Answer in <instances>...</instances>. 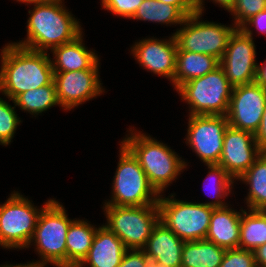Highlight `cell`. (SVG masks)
I'll list each match as a JSON object with an SVG mask.
<instances>
[{"label": "cell", "mask_w": 266, "mask_h": 267, "mask_svg": "<svg viewBox=\"0 0 266 267\" xmlns=\"http://www.w3.org/2000/svg\"><path fill=\"white\" fill-rule=\"evenodd\" d=\"M257 267H266V243L253 251Z\"/></svg>", "instance_id": "38"}, {"label": "cell", "mask_w": 266, "mask_h": 267, "mask_svg": "<svg viewBox=\"0 0 266 267\" xmlns=\"http://www.w3.org/2000/svg\"><path fill=\"white\" fill-rule=\"evenodd\" d=\"M212 1L218 3L220 7H223L225 10H228V12H230L234 8L236 2V0H212ZM203 3H204L203 0H198L196 2L197 11L200 13L204 11Z\"/></svg>", "instance_id": "37"}, {"label": "cell", "mask_w": 266, "mask_h": 267, "mask_svg": "<svg viewBox=\"0 0 266 267\" xmlns=\"http://www.w3.org/2000/svg\"><path fill=\"white\" fill-rule=\"evenodd\" d=\"M184 242L159 221L142 250L151 262L163 267H181Z\"/></svg>", "instance_id": "17"}, {"label": "cell", "mask_w": 266, "mask_h": 267, "mask_svg": "<svg viewBox=\"0 0 266 267\" xmlns=\"http://www.w3.org/2000/svg\"><path fill=\"white\" fill-rule=\"evenodd\" d=\"M17 2L32 4V3H42V2H53L58 0H16Z\"/></svg>", "instance_id": "41"}, {"label": "cell", "mask_w": 266, "mask_h": 267, "mask_svg": "<svg viewBox=\"0 0 266 267\" xmlns=\"http://www.w3.org/2000/svg\"><path fill=\"white\" fill-rule=\"evenodd\" d=\"M144 0H102L105 10L121 17L132 19L138 7Z\"/></svg>", "instance_id": "32"}, {"label": "cell", "mask_w": 266, "mask_h": 267, "mask_svg": "<svg viewBox=\"0 0 266 267\" xmlns=\"http://www.w3.org/2000/svg\"><path fill=\"white\" fill-rule=\"evenodd\" d=\"M200 17L202 13L198 11L186 16L184 26L174 33L177 51L207 54L221 60L237 27L234 24L228 27L221 23L200 21Z\"/></svg>", "instance_id": "10"}, {"label": "cell", "mask_w": 266, "mask_h": 267, "mask_svg": "<svg viewBox=\"0 0 266 267\" xmlns=\"http://www.w3.org/2000/svg\"><path fill=\"white\" fill-rule=\"evenodd\" d=\"M209 169L208 175L206 178V181H211L213 182V186L211 184L210 187L211 191L214 193V196L212 195L211 197H215V201L207 202V203H202L206 204L212 208H221L225 207L228 204L223 202L221 199L224 197H227L228 194L231 193V187L234 184V179L227 173L225 169H223L220 165L218 164H211V165H206ZM213 180V181H212ZM208 182V183H211ZM208 185V184H207ZM212 193V194H213Z\"/></svg>", "instance_id": "28"}, {"label": "cell", "mask_w": 266, "mask_h": 267, "mask_svg": "<svg viewBox=\"0 0 266 267\" xmlns=\"http://www.w3.org/2000/svg\"><path fill=\"white\" fill-rule=\"evenodd\" d=\"M186 16L173 5L157 0H144L138 7L132 19L151 21L161 24H183Z\"/></svg>", "instance_id": "27"}, {"label": "cell", "mask_w": 266, "mask_h": 267, "mask_svg": "<svg viewBox=\"0 0 266 267\" xmlns=\"http://www.w3.org/2000/svg\"><path fill=\"white\" fill-rule=\"evenodd\" d=\"M266 104V87L257 82L232 88L226 114L229 126L255 133Z\"/></svg>", "instance_id": "13"}, {"label": "cell", "mask_w": 266, "mask_h": 267, "mask_svg": "<svg viewBox=\"0 0 266 267\" xmlns=\"http://www.w3.org/2000/svg\"><path fill=\"white\" fill-rule=\"evenodd\" d=\"M265 9L266 0H236L230 12L235 17L234 25L240 28L248 19Z\"/></svg>", "instance_id": "30"}, {"label": "cell", "mask_w": 266, "mask_h": 267, "mask_svg": "<svg viewBox=\"0 0 266 267\" xmlns=\"http://www.w3.org/2000/svg\"><path fill=\"white\" fill-rule=\"evenodd\" d=\"M62 0L32 3L29 10L26 40L14 44L33 50L48 52L54 47L73 41L83 31L80 22L62 4Z\"/></svg>", "instance_id": "2"}, {"label": "cell", "mask_w": 266, "mask_h": 267, "mask_svg": "<svg viewBox=\"0 0 266 267\" xmlns=\"http://www.w3.org/2000/svg\"><path fill=\"white\" fill-rule=\"evenodd\" d=\"M83 32L73 41L54 47L51 60L54 72L79 71L83 69H99V59L95 51L88 50L83 42Z\"/></svg>", "instance_id": "19"}, {"label": "cell", "mask_w": 266, "mask_h": 267, "mask_svg": "<svg viewBox=\"0 0 266 267\" xmlns=\"http://www.w3.org/2000/svg\"><path fill=\"white\" fill-rule=\"evenodd\" d=\"M255 142L263 150H266V104L258 130L254 133Z\"/></svg>", "instance_id": "36"}, {"label": "cell", "mask_w": 266, "mask_h": 267, "mask_svg": "<svg viewBox=\"0 0 266 267\" xmlns=\"http://www.w3.org/2000/svg\"><path fill=\"white\" fill-rule=\"evenodd\" d=\"M228 206L213 209L205 239L224 249H237L242 208L241 212H237Z\"/></svg>", "instance_id": "20"}, {"label": "cell", "mask_w": 266, "mask_h": 267, "mask_svg": "<svg viewBox=\"0 0 266 267\" xmlns=\"http://www.w3.org/2000/svg\"><path fill=\"white\" fill-rule=\"evenodd\" d=\"M226 249L209 240L185 241L181 267H220Z\"/></svg>", "instance_id": "23"}, {"label": "cell", "mask_w": 266, "mask_h": 267, "mask_svg": "<svg viewBox=\"0 0 266 267\" xmlns=\"http://www.w3.org/2000/svg\"><path fill=\"white\" fill-rule=\"evenodd\" d=\"M164 4L176 6L185 16L192 15L197 11L194 0H157Z\"/></svg>", "instance_id": "34"}, {"label": "cell", "mask_w": 266, "mask_h": 267, "mask_svg": "<svg viewBox=\"0 0 266 267\" xmlns=\"http://www.w3.org/2000/svg\"><path fill=\"white\" fill-rule=\"evenodd\" d=\"M72 221L59 201L52 199L42 209L31 240L41 256L39 263L66 267V236Z\"/></svg>", "instance_id": "6"}, {"label": "cell", "mask_w": 266, "mask_h": 267, "mask_svg": "<svg viewBox=\"0 0 266 267\" xmlns=\"http://www.w3.org/2000/svg\"><path fill=\"white\" fill-rule=\"evenodd\" d=\"M150 259L143 250L128 249L118 267H149Z\"/></svg>", "instance_id": "33"}, {"label": "cell", "mask_w": 266, "mask_h": 267, "mask_svg": "<svg viewBox=\"0 0 266 267\" xmlns=\"http://www.w3.org/2000/svg\"><path fill=\"white\" fill-rule=\"evenodd\" d=\"M252 34L250 27L237 28L220 60V67L232 87L256 82L258 63Z\"/></svg>", "instance_id": "11"}, {"label": "cell", "mask_w": 266, "mask_h": 267, "mask_svg": "<svg viewBox=\"0 0 266 267\" xmlns=\"http://www.w3.org/2000/svg\"><path fill=\"white\" fill-rule=\"evenodd\" d=\"M128 249L121 239L106 226L97 228L87 256L77 267H118Z\"/></svg>", "instance_id": "18"}, {"label": "cell", "mask_w": 266, "mask_h": 267, "mask_svg": "<svg viewBox=\"0 0 266 267\" xmlns=\"http://www.w3.org/2000/svg\"><path fill=\"white\" fill-rule=\"evenodd\" d=\"M220 267H257L253 251L245 249H226Z\"/></svg>", "instance_id": "31"}, {"label": "cell", "mask_w": 266, "mask_h": 267, "mask_svg": "<svg viewBox=\"0 0 266 267\" xmlns=\"http://www.w3.org/2000/svg\"><path fill=\"white\" fill-rule=\"evenodd\" d=\"M133 57L139 65L159 76H164L173 83L176 72L177 42L174 34L168 39L147 38L135 42L131 47Z\"/></svg>", "instance_id": "16"}, {"label": "cell", "mask_w": 266, "mask_h": 267, "mask_svg": "<svg viewBox=\"0 0 266 267\" xmlns=\"http://www.w3.org/2000/svg\"><path fill=\"white\" fill-rule=\"evenodd\" d=\"M257 66L256 82L263 87H266V60Z\"/></svg>", "instance_id": "39"}, {"label": "cell", "mask_w": 266, "mask_h": 267, "mask_svg": "<svg viewBox=\"0 0 266 267\" xmlns=\"http://www.w3.org/2000/svg\"><path fill=\"white\" fill-rule=\"evenodd\" d=\"M223 69L219 66L206 75L182 84L176 91L189 104V115H226L232 93Z\"/></svg>", "instance_id": "5"}, {"label": "cell", "mask_w": 266, "mask_h": 267, "mask_svg": "<svg viewBox=\"0 0 266 267\" xmlns=\"http://www.w3.org/2000/svg\"><path fill=\"white\" fill-rule=\"evenodd\" d=\"M120 158L112 184V199L104 205L145 206L157 204L159 194L148 182L138 159L121 142Z\"/></svg>", "instance_id": "4"}, {"label": "cell", "mask_w": 266, "mask_h": 267, "mask_svg": "<svg viewBox=\"0 0 266 267\" xmlns=\"http://www.w3.org/2000/svg\"><path fill=\"white\" fill-rule=\"evenodd\" d=\"M129 130L132 131L128 134L130 136L125 137L122 143L138 159L148 182L160 195L164 192V188L181 174L187 164L165 143L144 133L141 134L140 131L136 132L131 128Z\"/></svg>", "instance_id": "3"}, {"label": "cell", "mask_w": 266, "mask_h": 267, "mask_svg": "<svg viewBox=\"0 0 266 267\" xmlns=\"http://www.w3.org/2000/svg\"><path fill=\"white\" fill-rule=\"evenodd\" d=\"M15 106L31 115H39L54 105H60L54 81L38 89L29 90L18 95L13 101Z\"/></svg>", "instance_id": "26"}, {"label": "cell", "mask_w": 266, "mask_h": 267, "mask_svg": "<svg viewBox=\"0 0 266 267\" xmlns=\"http://www.w3.org/2000/svg\"><path fill=\"white\" fill-rule=\"evenodd\" d=\"M159 195L158 208L160 222L183 241L205 239L214 208L202 204L178 200L174 194L170 198Z\"/></svg>", "instance_id": "9"}, {"label": "cell", "mask_w": 266, "mask_h": 267, "mask_svg": "<svg viewBox=\"0 0 266 267\" xmlns=\"http://www.w3.org/2000/svg\"><path fill=\"white\" fill-rule=\"evenodd\" d=\"M219 66L220 60L214 56L188 51H177L173 87L177 90L182 84L202 77Z\"/></svg>", "instance_id": "21"}, {"label": "cell", "mask_w": 266, "mask_h": 267, "mask_svg": "<svg viewBox=\"0 0 266 267\" xmlns=\"http://www.w3.org/2000/svg\"><path fill=\"white\" fill-rule=\"evenodd\" d=\"M248 25V26H247ZM254 26L260 33H266V9L248 19L242 27Z\"/></svg>", "instance_id": "35"}, {"label": "cell", "mask_w": 266, "mask_h": 267, "mask_svg": "<svg viewBox=\"0 0 266 267\" xmlns=\"http://www.w3.org/2000/svg\"><path fill=\"white\" fill-rule=\"evenodd\" d=\"M218 165L234 179H239L262 154L255 142L254 134L228 126Z\"/></svg>", "instance_id": "14"}, {"label": "cell", "mask_w": 266, "mask_h": 267, "mask_svg": "<svg viewBox=\"0 0 266 267\" xmlns=\"http://www.w3.org/2000/svg\"><path fill=\"white\" fill-rule=\"evenodd\" d=\"M106 226L127 249L142 250L160 221L158 204L145 206H103Z\"/></svg>", "instance_id": "7"}, {"label": "cell", "mask_w": 266, "mask_h": 267, "mask_svg": "<svg viewBox=\"0 0 266 267\" xmlns=\"http://www.w3.org/2000/svg\"><path fill=\"white\" fill-rule=\"evenodd\" d=\"M266 243V211L242 209L239 248L254 251Z\"/></svg>", "instance_id": "25"}, {"label": "cell", "mask_w": 266, "mask_h": 267, "mask_svg": "<svg viewBox=\"0 0 266 267\" xmlns=\"http://www.w3.org/2000/svg\"><path fill=\"white\" fill-rule=\"evenodd\" d=\"M249 185L246 199L250 210H266V153L256 159L253 165L238 179Z\"/></svg>", "instance_id": "24"}, {"label": "cell", "mask_w": 266, "mask_h": 267, "mask_svg": "<svg viewBox=\"0 0 266 267\" xmlns=\"http://www.w3.org/2000/svg\"><path fill=\"white\" fill-rule=\"evenodd\" d=\"M15 112V106H11L7 101L0 98V144L8 146L17 126L21 120Z\"/></svg>", "instance_id": "29"}, {"label": "cell", "mask_w": 266, "mask_h": 267, "mask_svg": "<svg viewBox=\"0 0 266 267\" xmlns=\"http://www.w3.org/2000/svg\"><path fill=\"white\" fill-rule=\"evenodd\" d=\"M0 92L10 101L23 92L54 81L51 58L47 52L33 51L14 43L1 50Z\"/></svg>", "instance_id": "1"}, {"label": "cell", "mask_w": 266, "mask_h": 267, "mask_svg": "<svg viewBox=\"0 0 266 267\" xmlns=\"http://www.w3.org/2000/svg\"><path fill=\"white\" fill-rule=\"evenodd\" d=\"M149 267H163V266L157 263L151 262Z\"/></svg>", "instance_id": "42"}, {"label": "cell", "mask_w": 266, "mask_h": 267, "mask_svg": "<svg viewBox=\"0 0 266 267\" xmlns=\"http://www.w3.org/2000/svg\"><path fill=\"white\" fill-rule=\"evenodd\" d=\"M51 200L38 209L32 201L14 191L7 201L0 205V246L6 249L28 248L39 214Z\"/></svg>", "instance_id": "8"}, {"label": "cell", "mask_w": 266, "mask_h": 267, "mask_svg": "<svg viewBox=\"0 0 266 267\" xmlns=\"http://www.w3.org/2000/svg\"><path fill=\"white\" fill-rule=\"evenodd\" d=\"M186 143L205 165L218 164L229 126L226 115H189Z\"/></svg>", "instance_id": "12"}, {"label": "cell", "mask_w": 266, "mask_h": 267, "mask_svg": "<svg viewBox=\"0 0 266 267\" xmlns=\"http://www.w3.org/2000/svg\"><path fill=\"white\" fill-rule=\"evenodd\" d=\"M46 265L36 262H27V264H18V265H0V267H45Z\"/></svg>", "instance_id": "40"}, {"label": "cell", "mask_w": 266, "mask_h": 267, "mask_svg": "<svg viewBox=\"0 0 266 267\" xmlns=\"http://www.w3.org/2000/svg\"><path fill=\"white\" fill-rule=\"evenodd\" d=\"M99 69L54 72L57 98L64 110H71L104 92Z\"/></svg>", "instance_id": "15"}, {"label": "cell", "mask_w": 266, "mask_h": 267, "mask_svg": "<svg viewBox=\"0 0 266 267\" xmlns=\"http://www.w3.org/2000/svg\"><path fill=\"white\" fill-rule=\"evenodd\" d=\"M97 227L85 220L71 222L66 236V267H77L87 256Z\"/></svg>", "instance_id": "22"}]
</instances>
